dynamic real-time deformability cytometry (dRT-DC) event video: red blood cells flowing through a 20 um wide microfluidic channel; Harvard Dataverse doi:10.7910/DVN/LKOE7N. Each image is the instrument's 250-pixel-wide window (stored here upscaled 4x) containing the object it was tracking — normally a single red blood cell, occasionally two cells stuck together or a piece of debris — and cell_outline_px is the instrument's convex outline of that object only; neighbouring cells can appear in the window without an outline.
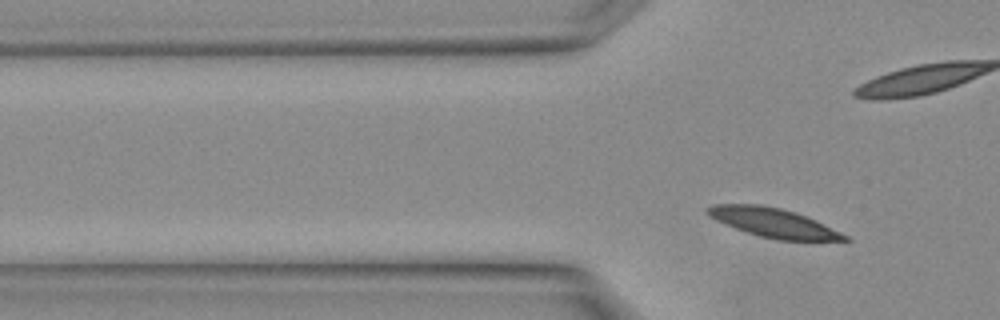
{"species": "Egyptian fruit bat (a non-hibernating species)", "species_latin": "Rousettus aegyptiacus", "temperature_condition": "warm", "stored_images_in_passage": 4, "camera_frame_rate_fps": 3000, "um_per_image_px": 0.085, "animal": {"sex": "female"}, "frame": {"image": 1, "passage_image": 4, "time_ms": 1.0, "image_size_px": [1000, 320], "cell_outline_px": [[852, 240], [776, 240], [760, 236], [724, 224], [708, 216], [704, 212], [704, 208], [716, 204], [760, 204], [780, 208], [796, 212], [840, 232], [848, 236]], "centroid_in_image_um": [65.66, 18.92], "position_along_channel_um": 60.1, "area_um2": 23.0}}